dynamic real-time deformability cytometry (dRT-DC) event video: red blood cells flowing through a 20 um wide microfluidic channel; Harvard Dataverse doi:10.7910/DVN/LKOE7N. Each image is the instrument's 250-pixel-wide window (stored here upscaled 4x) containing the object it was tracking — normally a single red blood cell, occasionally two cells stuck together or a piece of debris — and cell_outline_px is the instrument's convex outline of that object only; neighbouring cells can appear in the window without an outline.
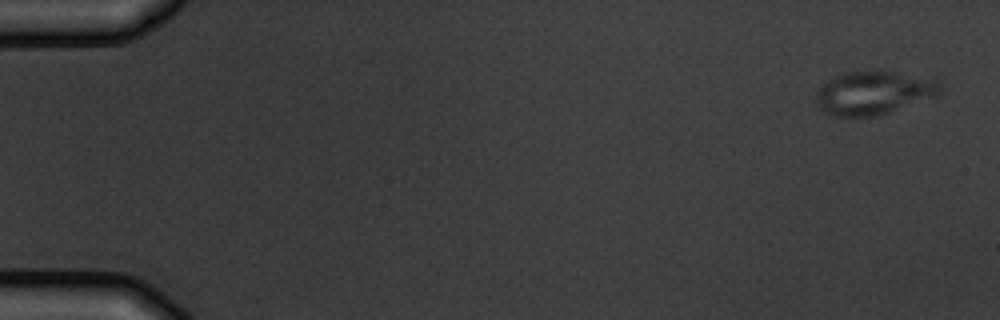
{"species": "common noctule bat (a hibernating species)", "species_latin": "Nyctalus noctula", "temperature_condition": "warm", "stored_images_in_passage": 5, "camera_frame_rate_fps": 3000, "um_per_image_px": 0.085, "animal": {"sex": "male", "body_mass_g": 19.5, "forearm_length_mm": 54.6}, "frame": {"image": 1, "passage_image": 1, "time_ms": 0.0, "image_size_px": [1000, 320], "cell_outline_px": [[944, 84], [940, 92], [888, 112], [876, 116], [832, 116], [824, 112], [816, 104], [816, 92], [828, 80], [836, 76], [848, 72], [892, 72], [936, 76]], "centroid_in_image_um": [74.29, 7.87], "position_along_channel_um": 10.7, "area_um2": 31.04}}